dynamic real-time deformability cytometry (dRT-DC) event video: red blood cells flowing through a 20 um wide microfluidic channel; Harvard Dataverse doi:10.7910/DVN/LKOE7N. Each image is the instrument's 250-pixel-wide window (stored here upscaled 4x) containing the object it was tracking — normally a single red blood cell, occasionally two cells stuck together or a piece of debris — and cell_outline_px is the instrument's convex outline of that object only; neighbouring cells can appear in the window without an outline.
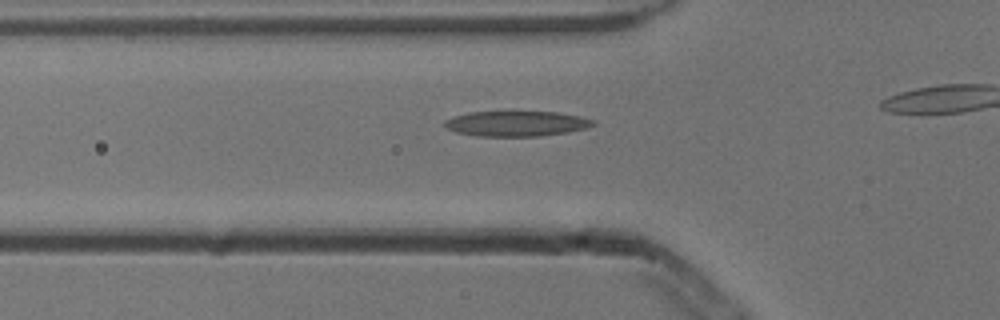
{"species": "common noctule bat (a hibernating species)", "species_latin": "Nyctalus noctula", "temperature_condition": "cold", "stored_images_in_passage": 15, "camera_frame_rate_fps": 3000, "um_per_image_px": 0.085, "animal": {"sex": "male", "body_mass_g": 13.3}, "frame": {"image": 1, "passage_image": 7, "time_ms": 2.0, "image_size_px": [1000, 320], "cell_outline_px": [[596, 124], [588, 128], [568, 132], [540, 136], [476, 136], [456, 132], [444, 128], [440, 124], [444, 120], [452, 116], [468, 112], [508, 108], [556, 112], [580, 116], [596, 120]], "centroid_in_image_um": [43.83, 10.45], "position_along_channel_um": 82.0, "area_um2": 23.47}}
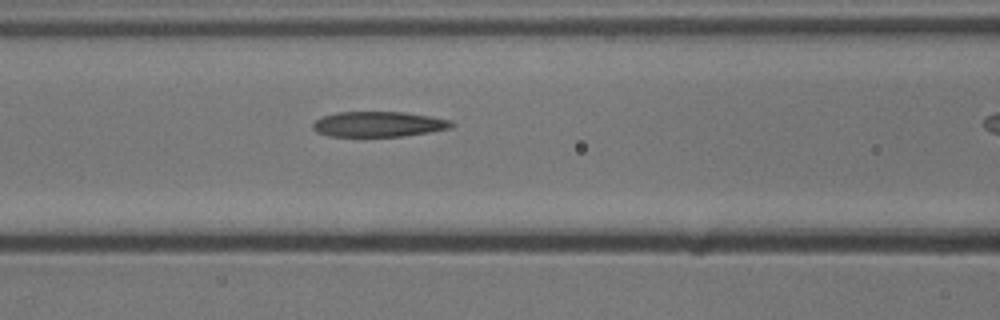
{"frame": {"image": 2, "passage_image": 11, "time_ms": 3.333, "image_size_px": [1000, 320], "cell_outline_px": [[456, 124], [452, 128], [404, 136], [328, 136], [316, 132], [312, 128], [312, 124], [320, 116], [336, 112], [404, 112], [428, 116], [448, 120]], "centroid_in_image_um": [32.13, 10.55], "position_along_channel_um": 134.5, "area_um2": 20.46}}